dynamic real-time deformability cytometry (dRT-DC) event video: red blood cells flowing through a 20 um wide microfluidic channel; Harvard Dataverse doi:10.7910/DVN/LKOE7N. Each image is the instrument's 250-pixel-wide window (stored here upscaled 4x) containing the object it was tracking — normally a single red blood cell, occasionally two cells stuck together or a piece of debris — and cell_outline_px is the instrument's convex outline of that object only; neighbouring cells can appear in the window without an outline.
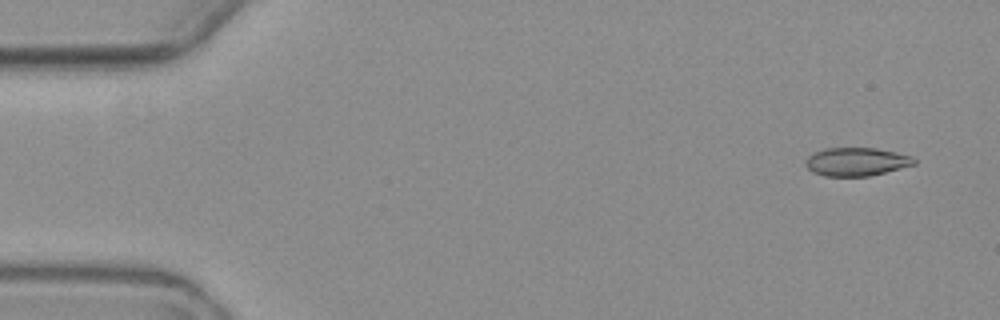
{"species": "common noctule bat (a hibernating species)", "species_latin": "Nyctalus noctula", "temperature_condition": "warm", "stored_images_in_passage": 9, "camera_frame_rate_fps": 3000, "um_per_image_px": 0.085, "animal": {"sex": "female", "body_mass_g": 19.3, "forearm_length_mm": 54.1}, "frame": {"image": 1, "passage_image": 2, "time_ms": 1.0, "image_size_px": [1000, 320], "cell_outline_px": [[916, 164], [868, 176], [824, 176], [812, 172], [804, 164], [804, 160], [812, 152], [824, 148], [876, 148], [896, 152], [912, 156], [916, 160]], "centroid_in_image_um": [72.75, 13.74], "position_along_channel_um": 12.3, "area_um2": 18.03}}
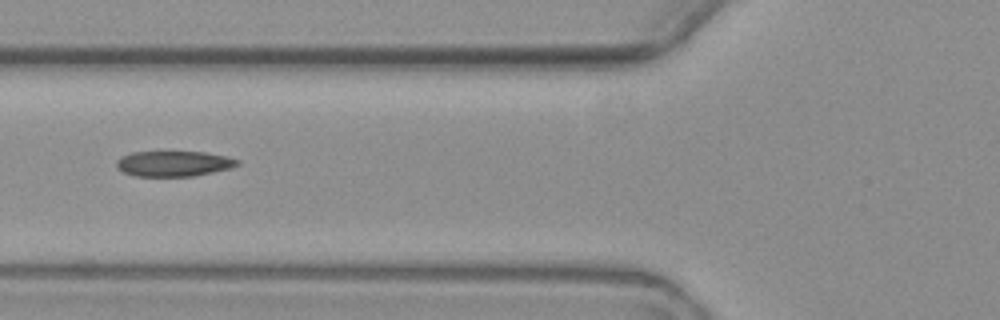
{"frame": {"image": 2, "passage_image": 7, "time_ms": 7.333, "image_size_px": [1000, 320], "cell_outline_px": [[240, 164], [232, 168], [192, 176], [136, 176], [124, 172], [116, 168], [116, 160], [120, 156], [132, 152], [204, 152], [228, 156], [240, 160]], "centroid_in_image_um": [14.77, 13.9], "position_along_channel_um": 111.0, "area_um2": 18.03}}
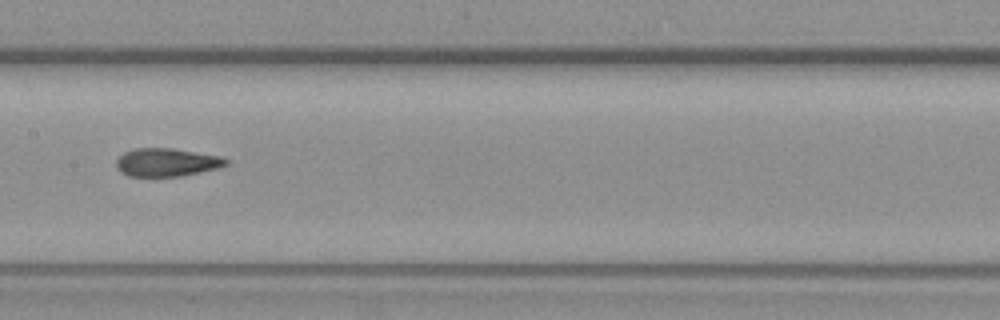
{"frame": {"image": 3, "passage_image": 9, "time_ms": 9.667, "image_size_px": [1000, 320], "cell_outline_px": [[228, 164], [220, 168], [184, 176], [128, 176], [120, 172], [116, 168], [116, 160], [124, 152], [132, 148], [172, 148], [220, 156], [228, 160]], "centroid_in_image_um": [14.16, 13.8], "position_along_channel_um": 193.2, "area_um2": 18.21}}